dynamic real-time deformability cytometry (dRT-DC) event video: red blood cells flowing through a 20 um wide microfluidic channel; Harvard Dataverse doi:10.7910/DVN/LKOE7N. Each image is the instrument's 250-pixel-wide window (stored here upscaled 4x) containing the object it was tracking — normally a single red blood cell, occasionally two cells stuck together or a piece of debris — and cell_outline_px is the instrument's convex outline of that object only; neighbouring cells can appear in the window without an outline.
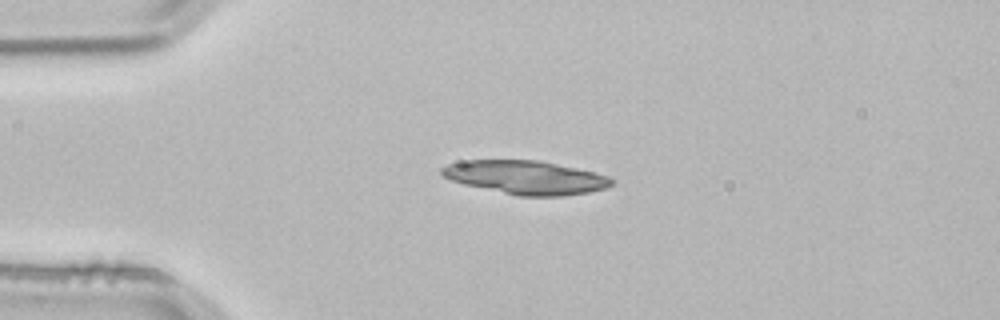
{"species": "common noctule bat (a hibernating species)", "species_latin": "Nyctalus noctula", "temperature_condition": "room temperature", "stored_images_in_passage": 3, "camera_frame_rate_fps": 3000, "um_per_image_px": 0.085, "animal": {"sex": "male", "body_mass_g": 21.5, "forearm_length_mm": 52.0}, "frame": {"image": 1, "passage_image": 3, "time_ms": 0.667, "image_size_px": [1000, 320], "cell_outline_px": [[612, 184], [604, 188], [588, 192], [564, 196], [520, 196], [464, 184], [452, 180], [444, 176], [440, 172], [440, 168], [448, 164], [468, 160], [536, 160], [576, 168], [608, 176], [612, 180]], "centroid_in_image_um": [44.66, 15.08], "position_along_channel_um": 40.3, "area_um2": 32.71}}